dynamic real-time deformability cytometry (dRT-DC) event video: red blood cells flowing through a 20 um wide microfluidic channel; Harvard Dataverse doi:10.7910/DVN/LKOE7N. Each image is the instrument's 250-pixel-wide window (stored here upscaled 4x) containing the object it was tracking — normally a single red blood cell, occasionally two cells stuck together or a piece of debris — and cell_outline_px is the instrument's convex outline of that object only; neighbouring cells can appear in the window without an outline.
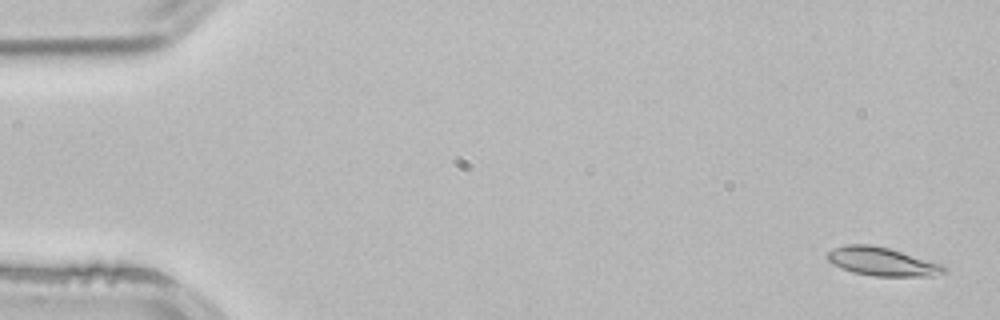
{"species": "common noctule bat (a hibernating species)", "species_latin": "Nyctalus noctula", "temperature_condition": "room temperature", "stored_images_in_passage": 16, "camera_frame_rate_fps": 3000, "um_per_image_px": 0.085, "animal": {"sex": "male", "body_mass_g": 21.5, "forearm_length_mm": 52.0}, "frame": {"image": 1, "passage_image": 2, "time_ms": 0.333, "image_size_px": [1000, 320], "cell_outline_px": [[948, 272], [932, 276], [872, 276], [852, 272], [840, 268], [832, 264], [828, 260], [828, 252], [832, 248], [844, 244], [872, 244], [888, 248], [944, 264], [948, 268]], "centroid_in_image_um": [75.0, 22.24], "position_along_channel_um": 10.0, "area_um2": 19.65}}
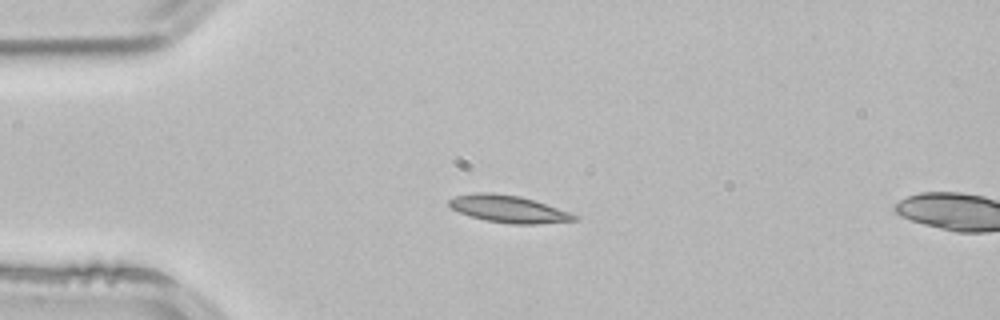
{"frame": {"image": 2, "passage_image": 13, "time_ms": 4.0, "image_size_px": [1000, 320], "cell_outline_px": [[580, 220], [536, 224], [512, 224], [484, 220], [460, 212], [452, 208], [448, 204], [448, 200], [456, 196], [472, 192], [492, 192], [520, 196], [580, 216]], "centroid_in_image_um": [43.22, 17.76], "position_along_channel_um": 41.8, "area_um2": 19.71}}